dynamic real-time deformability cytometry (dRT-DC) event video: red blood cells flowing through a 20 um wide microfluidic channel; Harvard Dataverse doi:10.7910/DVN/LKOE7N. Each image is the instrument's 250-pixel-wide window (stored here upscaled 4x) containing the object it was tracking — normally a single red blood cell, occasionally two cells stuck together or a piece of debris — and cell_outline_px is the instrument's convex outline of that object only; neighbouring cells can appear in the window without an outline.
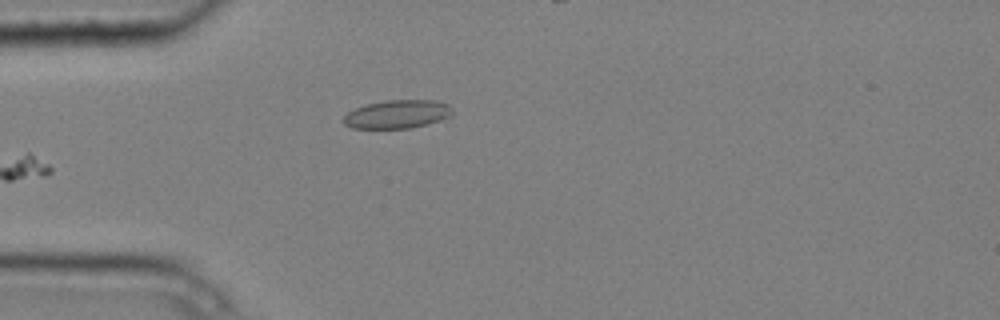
{"species": "common noctule bat (a hibernating species)", "species_latin": "Nyctalus noctula", "temperature_condition": "cold", "stored_images_in_passage": 8, "camera_frame_rate_fps": 3000, "um_per_image_px": 0.085, "animal": {"sex": "male", "body_mass_g": 20.4}, "frame": {"image": 1, "passage_image": 6, "time_ms": 1.667, "image_size_px": [1000, 320], "cell_outline_px": [[452, 112], [448, 116], [428, 124], [408, 128], [352, 128], [344, 124], [344, 116], [348, 112], [356, 108], [368, 104], [388, 100], [436, 100], [448, 104], [452, 108]], "centroid_in_image_um": [33.77, 9.7], "position_along_channel_um": 51.2, "area_um2": 17.74}}